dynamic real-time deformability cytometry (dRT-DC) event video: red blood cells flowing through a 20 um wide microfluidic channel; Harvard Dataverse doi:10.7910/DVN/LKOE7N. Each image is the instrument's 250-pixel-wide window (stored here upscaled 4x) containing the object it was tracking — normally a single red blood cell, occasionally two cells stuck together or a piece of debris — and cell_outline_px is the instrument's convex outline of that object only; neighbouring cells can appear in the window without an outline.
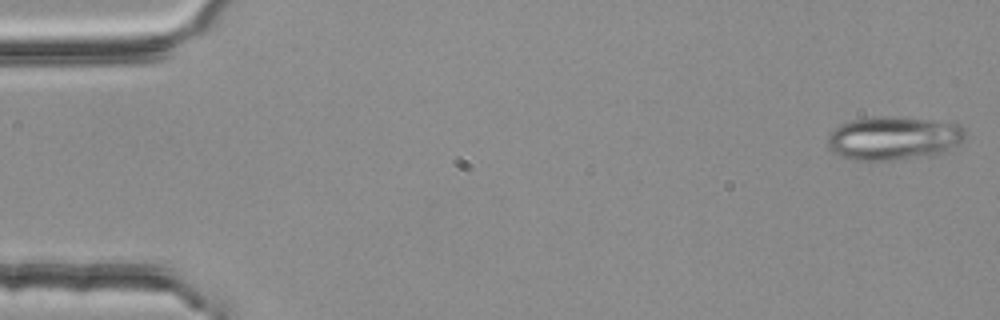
{"species": "common noctule bat (a hibernating species)", "species_latin": "Nyctalus noctula", "temperature_condition": "room temperature", "stored_images_in_passage": 5, "camera_frame_rate_fps": 3000, "um_per_image_px": 0.085, "animal": {"sex": "female", "body_mass_g": 25.1}, "frame": {"image": 1, "passage_image": 1, "time_ms": 0.0, "image_size_px": [1000, 320], "cell_outline_px": [[968, 132], [964, 140], [960, 144], [936, 156], [884, 160], [856, 160], [840, 156], [832, 152], [828, 148], [828, 136], [840, 124], [852, 120], [876, 116], [896, 116], [960, 124]], "centroid_in_image_um": [76.0, 11.75], "position_along_channel_um": 9.0, "area_um2": 35.32}}